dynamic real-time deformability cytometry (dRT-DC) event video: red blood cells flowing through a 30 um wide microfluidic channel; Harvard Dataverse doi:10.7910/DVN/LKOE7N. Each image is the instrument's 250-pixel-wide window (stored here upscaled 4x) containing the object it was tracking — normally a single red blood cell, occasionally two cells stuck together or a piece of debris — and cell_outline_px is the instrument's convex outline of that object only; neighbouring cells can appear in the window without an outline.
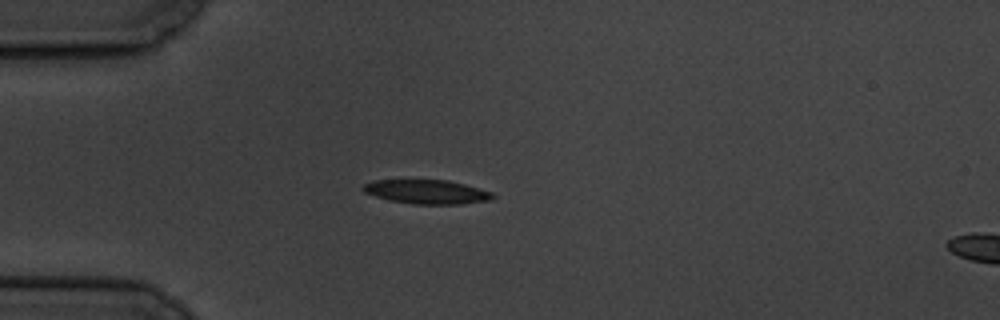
{"species": "common noctule bat (a hibernating species)", "species_latin": "Nyctalus noctula", "temperature_condition": "cold", "stored_images_in_passage": 2, "camera_frame_rate_fps": 3000, "um_per_image_px": 0.085, "animal": {"sex": "male", "body_mass_g": 19.5, "forearm_length_mm": 54.6}, "frame": {"image": 1, "passage_image": 1, "time_ms": 0.0, "image_size_px": [1000, 320], "cell_outline_px": [[496, 196], [488, 200], [460, 204], [412, 204], [388, 200], [364, 192], [360, 188], [364, 184], [376, 180], [448, 180], [464, 184], [492, 192]], "centroid_in_image_um": [36.25, 16.3], "position_along_channel_um": 48.7, "area_um2": 18.09}}